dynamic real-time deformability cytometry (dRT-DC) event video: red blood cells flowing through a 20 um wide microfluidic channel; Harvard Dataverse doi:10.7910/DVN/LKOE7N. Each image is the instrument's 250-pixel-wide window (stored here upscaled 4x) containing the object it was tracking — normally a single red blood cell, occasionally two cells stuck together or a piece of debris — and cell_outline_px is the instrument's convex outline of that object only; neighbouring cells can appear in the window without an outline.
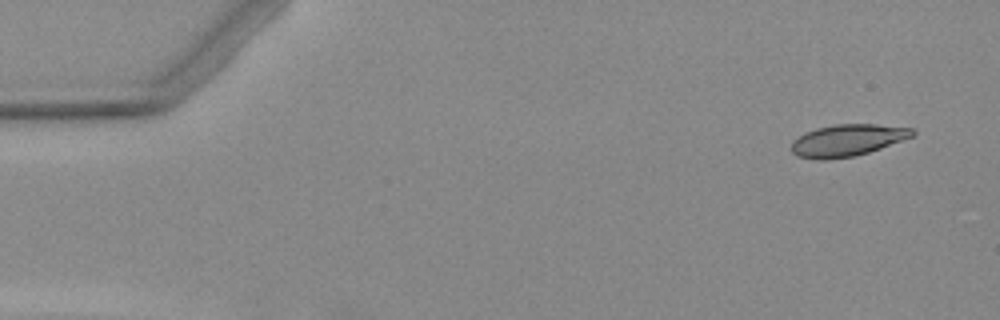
{"species": "Egyptian fruit bat (a non-hibernating species)", "species_latin": "Rousettus aegyptiacus", "temperature_condition": "warm", "stored_images_in_passage": 4, "camera_frame_rate_fps": 3000, "um_per_image_px": 0.085, "animal": {"sex": "female"}, "frame": {"image": 1, "passage_image": 1, "time_ms": 0.0, "image_size_px": [1000, 320], "cell_outline_px": [[916, 132], [912, 136], [880, 148], [868, 152], [852, 156], [824, 160], [820, 160], [796, 156], [792, 152], [792, 140], [804, 132], [816, 128], [836, 124], [876, 124], [912, 128]], "centroid_in_image_um": [71.98, 11.92], "position_along_channel_um": 13.0, "area_um2": 22.31}}